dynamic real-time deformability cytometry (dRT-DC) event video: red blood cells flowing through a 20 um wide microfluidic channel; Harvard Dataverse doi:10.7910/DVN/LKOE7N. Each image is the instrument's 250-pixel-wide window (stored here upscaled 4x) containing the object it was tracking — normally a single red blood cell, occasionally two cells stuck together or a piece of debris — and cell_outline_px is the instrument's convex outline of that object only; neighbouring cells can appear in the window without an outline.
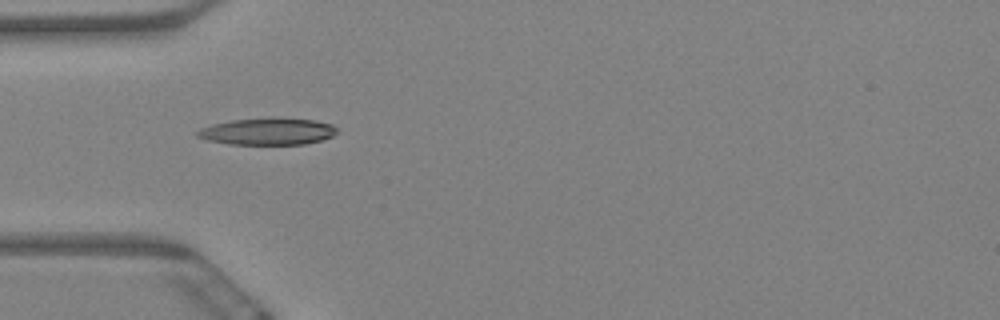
{"species": "Egyptian fruit bat (a non-hibernating species)", "species_latin": "Rousettus aegyptiacus", "temperature_condition": "warm", "stored_images_in_passage": 7, "camera_frame_rate_fps": 3000, "um_per_image_px": 0.085, "animal": {"sex": "female"}, "frame": {"image": 1, "passage_image": 5, "time_ms": 1.333, "image_size_px": [1000, 320], "cell_outline_px": [[336, 132], [332, 136], [320, 140], [304, 144], [228, 144], [208, 140], [196, 136], [196, 132], [200, 128], [212, 124], [232, 120], [272, 116], [316, 120], [332, 124], [336, 128]], "centroid_in_image_um": [22.74, 11.15], "position_along_channel_um": 62.3, "area_um2": 22.14}}
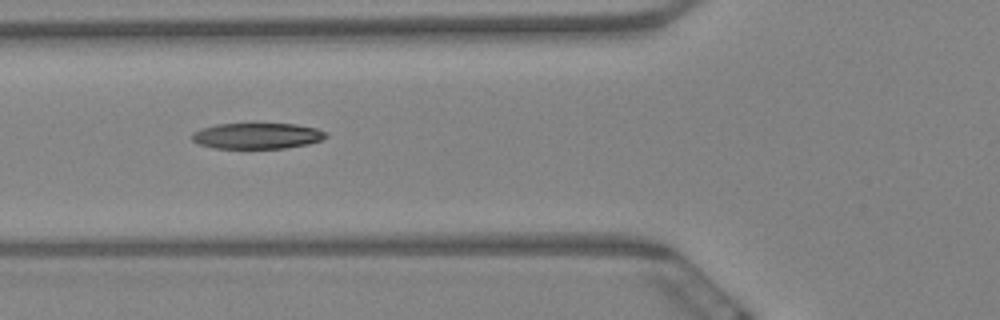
{"frame": {"image": 2, "passage_image": 6, "time_ms": 1.667, "image_size_px": [1000, 320], "cell_outline_px": [[328, 136], [320, 140], [308, 144], [284, 148], [212, 148], [200, 144], [192, 140], [192, 132], [200, 128], [216, 124], [296, 124], [316, 128], [324, 132]], "centroid_in_image_um": [21.82, 11.55], "position_along_channel_um": 104.0, "area_um2": 20.11}}
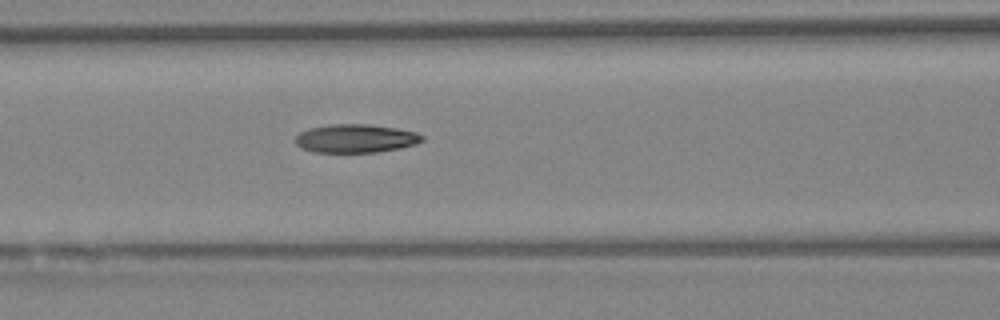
{"frame": {"image": 3, "passage_image": 7, "time_ms": 2.0, "image_size_px": [1000, 320], "cell_outline_px": [[424, 140], [416, 144], [400, 148], [376, 152], [316, 152], [300, 148], [292, 140], [300, 132], [308, 128], [332, 124], [368, 124], [396, 128], [416, 132], [424, 136]], "centroid_in_image_um": [30.21, 11.77], "position_along_channel_um": 136.4, "area_um2": 21.15}}